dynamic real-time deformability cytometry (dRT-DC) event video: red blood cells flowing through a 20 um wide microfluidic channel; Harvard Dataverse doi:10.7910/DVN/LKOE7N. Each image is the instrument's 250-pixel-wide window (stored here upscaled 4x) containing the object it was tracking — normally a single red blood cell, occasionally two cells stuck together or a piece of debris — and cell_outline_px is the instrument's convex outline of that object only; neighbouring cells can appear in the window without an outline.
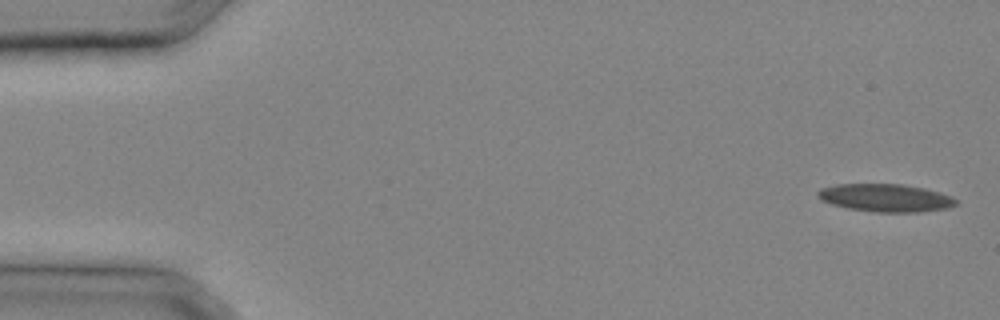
{"species": "common noctule bat (a hibernating species)", "species_latin": "Nyctalus noctula", "temperature_condition": "cold", "stored_images_in_passage": 31, "camera_frame_rate_fps": 3000, "um_per_image_px": 0.085, "animal": {"sex": "male", "body_mass_g": 20.4}, "frame": {"image": 1, "passage_image": 1, "time_ms": 0.0, "image_size_px": [1000, 320], "cell_outline_px": [[956, 204], [948, 208], [920, 212], [876, 212], [848, 208], [832, 204], [820, 200], [816, 196], [816, 192], [820, 188], [836, 184], [900, 184], [924, 188], [948, 196], [956, 200]], "centroid_in_image_um": [75.19, 16.82], "position_along_channel_um": 9.8, "area_um2": 22.25}}
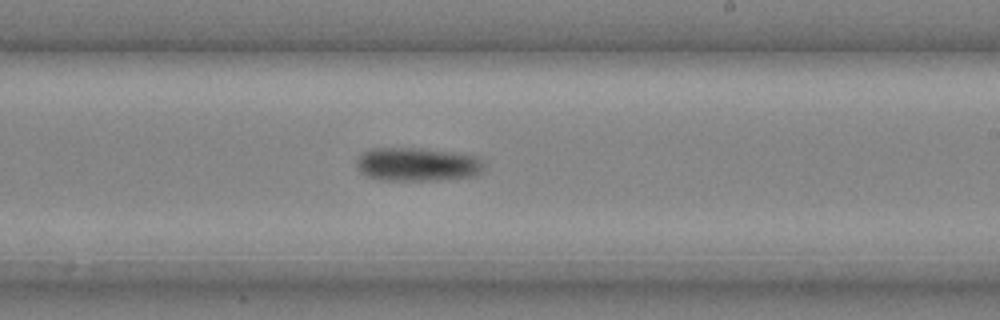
{"frame": {"image": 2, "passage_image": 19, "time_ms": 6.0, "image_size_px": [1000, 320], "cell_outline_px": [[484, 172], [476, 176], [436, 180], [388, 180], [368, 176], [360, 172], [360, 156], [364, 152], [372, 148], [420, 148], [460, 152], [476, 156], [484, 160]], "centroid_in_image_um": [35.62, 13.96], "position_along_channel_um": 253.4, "area_um2": 24.97}}
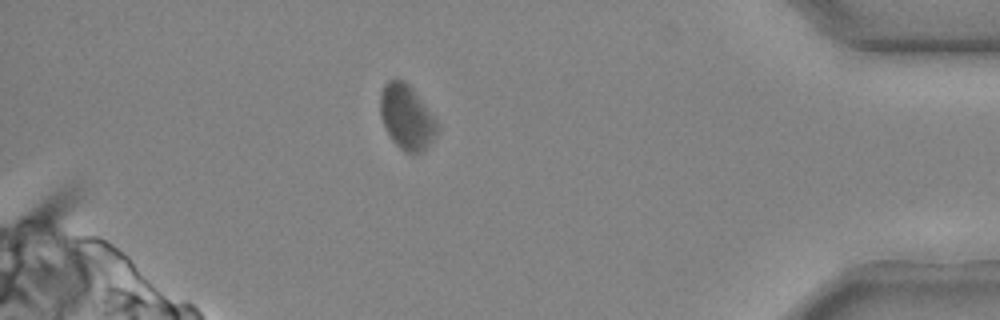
{"frame": {"image": 3, "passage_image": 28, "time_ms": 9.0, "image_size_px": [1000, 320], "cell_outline_px": [[440, 128], [424, 152], [416, 156], [412, 156], [404, 152], [392, 140], [380, 116], [380, 92], [384, 84], [388, 80], [404, 80], [412, 88], [440, 124]], "centroid_in_image_um": [34.59, 10.0], "position_along_channel_um": 400.6, "area_um2": 21.79}}